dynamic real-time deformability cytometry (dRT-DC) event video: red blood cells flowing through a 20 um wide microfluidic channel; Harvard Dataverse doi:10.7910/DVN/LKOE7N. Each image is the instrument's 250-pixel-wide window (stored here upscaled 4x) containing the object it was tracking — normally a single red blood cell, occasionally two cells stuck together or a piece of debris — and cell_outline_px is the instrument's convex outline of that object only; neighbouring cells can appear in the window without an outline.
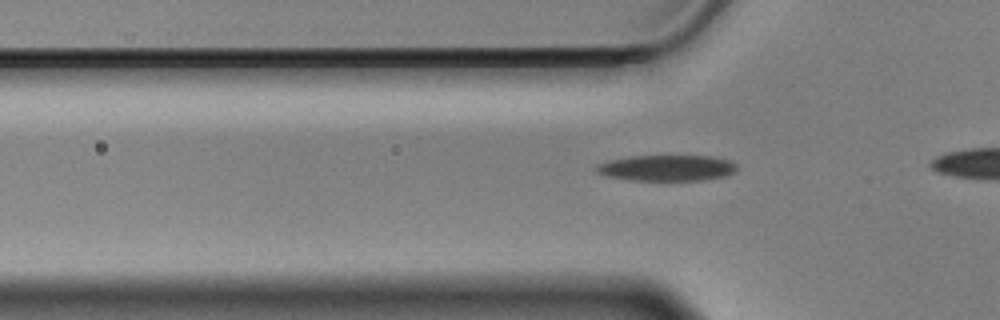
{"species": "Egyptian fruit bat (a non-hibernating species)", "species_latin": "Rousettus aegyptiacus", "temperature_condition": "cold", "stored_images_in_passage": 37, "camera_frame_rate_fps": 3000, "um_per_image_px": 0.085, "animal": {"sex": "male"}, "frame": {"image": 1, "passage_image": 10, "time_ms": 3.0, "image_size_px": [1000, 320], "cell_outline_px": [[736, 172], [728, 176], [704, 180], [628, 180], [608, 176], [596, 172], [592, 168], [596, 164], [608, 160], [628, 156], [712, 156], [728, 160], [736, 164]], "centroid_in_image_um": [56.65, 14.28], "position_along_channel_um": 69.1, "area_um2": 21.5}}
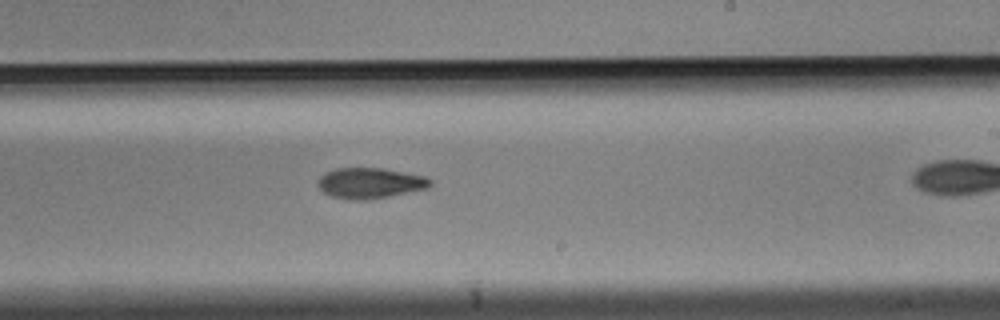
{"frame": {"image": 2, "passage_image": 26, "time_ms": 8.333, "image_size_px": [1000, 320], "cell_outline_px": [[432, 184], [428, 188], [368, 200], [348, 200], [332, 196], [324, 192], [316, 184], [316, 180], [320, 176], [336, 168], [384, 168], [424, 176], [432, 180]], "centroid_in_image_um": [31.43, 15.56], "position_along_channel_um": 257.6, "area_um2": 20.06}}
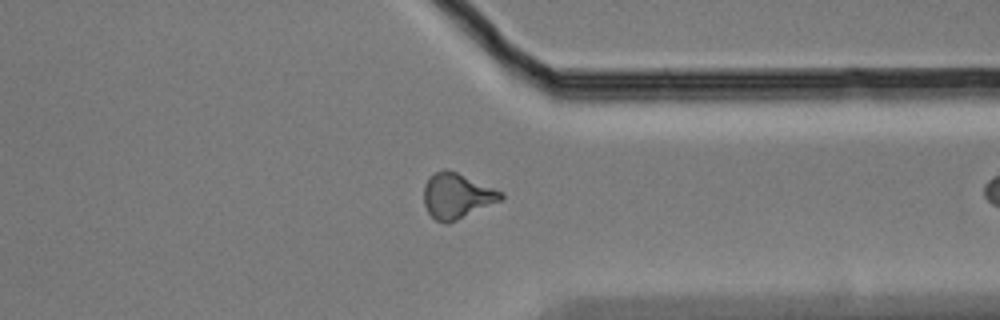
{"frame": {"image": 3, "passage_image": 36, "time_ms": 11.667, "image_size_px": [1000, 320], "cell_outline_px": [[504, 196], [500, 200], [448, 224], [444, 224], [436, 220], [428, 212], [424, 204], [424, 184], [436, 172], [444, 168], [456, 172], [504, 192]], "centroid_in_image_um": [38.82, 16.65], "position_along_channel_um": 372.6, "area_um2": 20.06}}